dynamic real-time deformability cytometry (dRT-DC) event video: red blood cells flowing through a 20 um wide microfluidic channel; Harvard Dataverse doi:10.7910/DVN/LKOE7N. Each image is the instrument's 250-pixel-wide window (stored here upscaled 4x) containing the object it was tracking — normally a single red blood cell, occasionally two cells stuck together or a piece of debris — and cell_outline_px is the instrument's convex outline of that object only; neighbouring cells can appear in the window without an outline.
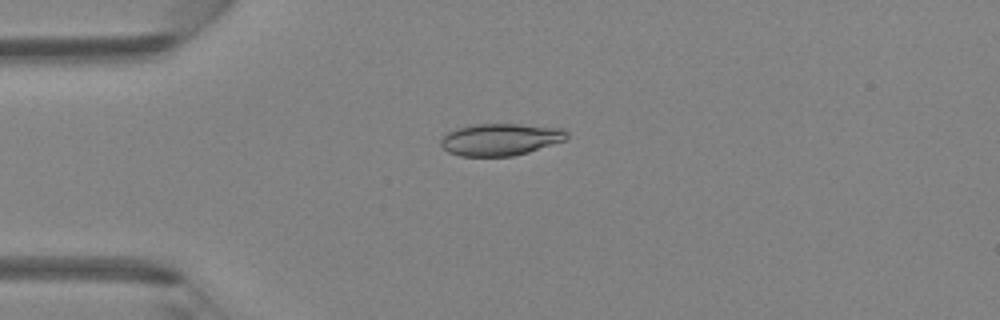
{"species": "Egyptian fruit bat (a non-hibernating species)", "species_latin": "Rousettus aegyptiacus", "temperature_condition": "room temperature", "stored_images_in_passage": 4, "camera_frame_rate_fps": 3000, "um_per_image_px": 0.085, "animal": {"sex": "female"}, "frame": {"image": 1, "passage_image": 4, "time_ms": 1.0, "image_size_px": [1000, 320], "cell_outline_px": [[568, 136], [564, 140], [528, 152], [512, 156], [460, 156], [448, 152], [440, 144], [440, 140], [448, 132], [472, 124], [520, 124], [564, 128], [568, 132]], "centroid_in_image_um": [42.54, 11.85], "position_along_channel_um": 42.5, "area_um2": 23.41}}